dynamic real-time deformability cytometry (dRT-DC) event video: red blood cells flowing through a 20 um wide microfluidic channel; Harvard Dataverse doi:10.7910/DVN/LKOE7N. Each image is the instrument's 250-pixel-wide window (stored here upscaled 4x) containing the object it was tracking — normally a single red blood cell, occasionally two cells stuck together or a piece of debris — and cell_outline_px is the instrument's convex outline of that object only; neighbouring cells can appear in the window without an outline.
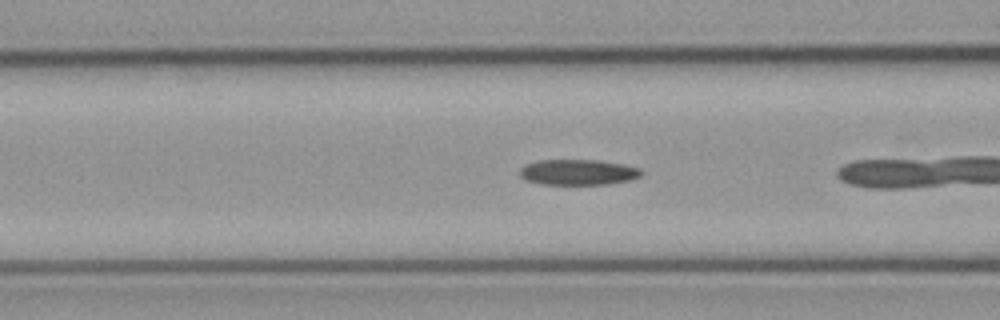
{"species": "common noctule bat (a hibernating species)", "species_latin": "Nyctalus noctula", "temperature_condition": "cold", "stored_images_in_passage": 7, "camera_frame_rate_fps": 3000, "um_per_image_px": 0.085, "animal": {"sex": "male", "body_mass_g": 23.1, "forearm_length_mm": 52.7}, "frame": {"image": 1, "passage_image": 5, "time_ms": 1.333, "image_size_px": [1000, 320], "cell_outline_px": [[644, 172], [640, 176], [632, 180], [608, 184], [540, 184], [524, 180], [520, 176], [520, 168], [524, 164], [540, 160], [600, 160], [624, 164], [640, 168]], "centroid_in_image_um": [49.15, 14.63], "position_along_channel_um": 117.5, "area_um2": 18.38}}